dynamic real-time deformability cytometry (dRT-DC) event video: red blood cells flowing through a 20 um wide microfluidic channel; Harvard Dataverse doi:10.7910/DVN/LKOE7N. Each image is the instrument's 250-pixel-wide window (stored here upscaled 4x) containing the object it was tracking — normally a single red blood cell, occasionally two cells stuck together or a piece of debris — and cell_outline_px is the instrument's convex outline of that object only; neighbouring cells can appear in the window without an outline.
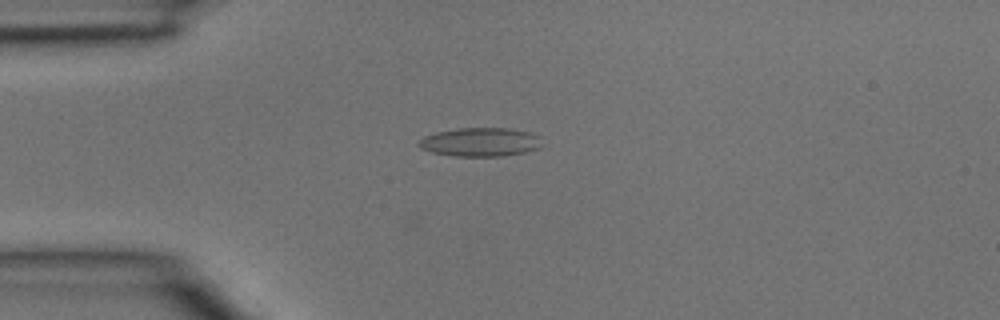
{"species": "common noctule bat (a hibernating species)", "species_latin": "Nyctalus noctula", "temperature_condition": "room temperature", "stored_images_in_passage": 2, "camera_frame_rate_fps": 3000, "um_per_image_px": 0.085, "animal": {"sex": "male", "body_mass_g": 15.6}, "frame": {"image": 1, "passage_image": 2, "time_ms": 0.333, "image_size_px": [1000, 320], "cell_outline_px": [[540, 148], [524, 152], [504, 156], [456, 156], [432, 152], [420, 148], [416, 144], [424, 136], [436, 132], [460, 128], [508, 128], [528, 132], [540, 136]], "centroid_in_image_um": [40.81, 12.07], "position_along_channel_um": 44.2, "area_um2": 20.58}}